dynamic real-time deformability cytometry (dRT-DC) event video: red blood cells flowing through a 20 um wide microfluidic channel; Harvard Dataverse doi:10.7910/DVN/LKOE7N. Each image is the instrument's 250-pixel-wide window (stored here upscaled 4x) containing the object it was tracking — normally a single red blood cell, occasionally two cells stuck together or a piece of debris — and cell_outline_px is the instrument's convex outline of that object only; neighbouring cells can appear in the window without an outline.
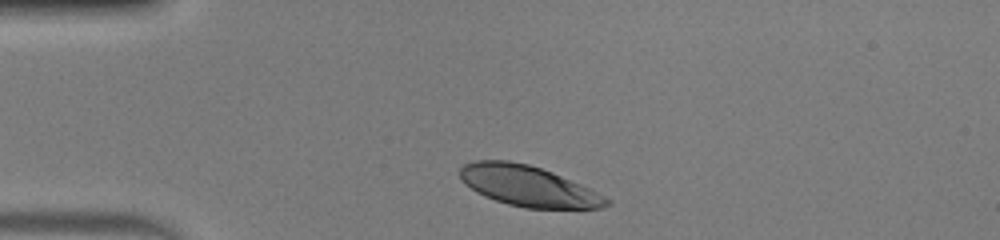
{"species": "human", "species_latin": "Homo sapiens", "temperature_condition": "warm", "stored_images_in_passage": 31, "camera_frame_rate_fps": 3000, "um_per_image_px": 0.085, "donor": {"sex": "male"}, "frame": {"image": 1, "passage_image": 1, "time_ms": 0.0, "image_size_px": [1000, 240], "cell_outline_px": [[612, 204], [600, 208], [524, 208], [508, 204], [484, 196], [476, 192], [464, 184], [460, 180], [460, 168], [464, 164], [472, 160], [508, 160], [528, 164], [552, 172], [580, 184], [612, 200]], "centroid_in_image_um": [44.86, 15.81], "position_along_channel_um": 40.1, "area_um2": 34.62}}
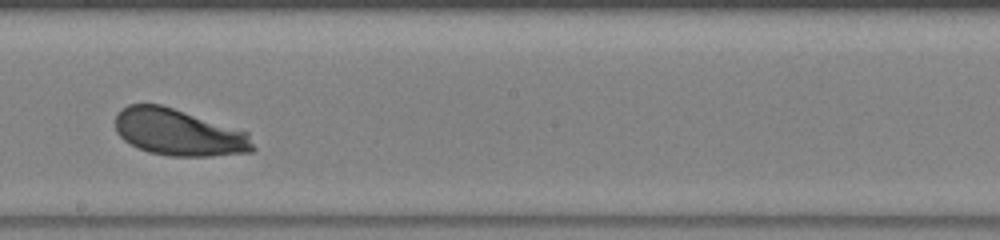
{"frame": {"image": 2, "passage_image": 18, "time_ms": 5.667, "image_size_px": [1000, 240], "cell_outline_px": [[256, 148], [252, 152], [212, 156], [168, 156], [148, 152], [124, 140], [116, 132], [116, 112], [120, 108], [128, 104], [160, 104], [248, 132]], "centroid_in_image_um": [15.18, 11.26], "position_along_channel_um": 233.0, "area_um2": 37.4}}
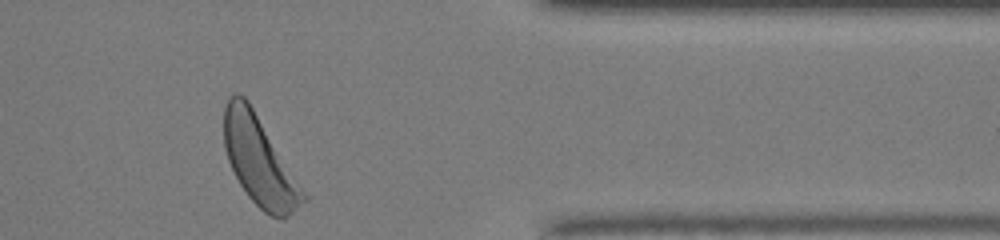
{"frame": {"image": 3, "passage_image": 31, "time_ms": 10.0, "image_size_px": [1000, 240], "cell_outline_px": [[308, 200], [284, 220], [280, 220], [264, 212], [248, 196], [240, 184], [228, 160], [224, 148], [224, 108], [228, 96], [236, 92], [244, 96], [248, 100], [308, 196]], "centroid_in_image_um": [22.06, 13.7], "position_along_channel_um": 389.3, "area_um2": 40.86}, "authors_computed_cell_mechanics": {"area_um2": 37.9168, "velocity_mm_per_s": 4.0365, "shape_relaxation_time_tau1_ms": 2.297, "shape_relaxation_time_tau2_ms": null, "deformation_change_tau1": 0.1409, "deformation_change_tau2": null}}